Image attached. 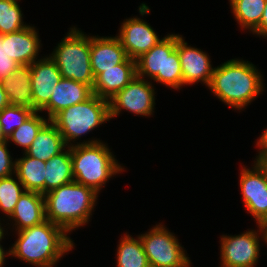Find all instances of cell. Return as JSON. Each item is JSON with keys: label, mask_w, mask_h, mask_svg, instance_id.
Returning <instances> with one entry per match:
<instances>
[{"label": "cell", "mask_w": 267, "mask_h": 267, "mask_svg": "<svg viewBox=\"0 0 267 267\" xmlns=\"http://www.w3.org/2000/svg\"><path fill=\"white\" fill-rule=\"evenodd\" d=\"M18 0H0V34H10L29 25L23 22Z\"/></svg>", "instance_id": "obj_27"}, {"label": "cell", "mask_w": 267, "mask_h": 267, "mask_svg": "<svg viewBox=\"0 0 267 267\" xmlns=\"http://www.w3.org/2000/svg\"><path fill=\"white\" fill-rule=\"evenodd\" d=\"M117 267H150L140 237L136 239L126 234L117 248Z\"/></svg>", "instance_id": "obj_24"}, {"label": "cell", "mask_w": 267, "mask_h": 267, "mask_svg": "<svg viewBox=\"0 0 267 267\" xmlns=\"http://www.w3.org/2000/svg\"><path fill=\"white\" fill-rule=\"evenodd\" d=\"M41 40L33 26L6 34V50L11 59L20 66L31 65L36 61L41 48Z\"/></svg>", "instance_id": "obj_18"}, {"label": "cell", "mask_w": 267, "mask_h": 267, "mask_svg": "<svg viewBox=\"0 0 267 267\" xmlns=\"http://www.w3.org/2000/svg\"><path fill=\"white\" fill-rule=\"evenodd\" d=\"M45 194L74 181L70 147L46 161Z\"/></svg>", "instance_id": "obj_23"}, {"label": "cell", "mask_w": 267, "mask_h": 267, "mask_svg": "<svg viewBox=\"0 0 267 267\" xmlns=\"http://www.w3.org/2000/svg\"><path fill=\"white\" fill-rule=\"evenodd\" d=\"M50 58L56 63L62 78L73 79L93 88L95 77L91 68L90 36L76 27L56 46Z\"/></svg>", "instance_id": "obj_7"}, {"label": "cell", "mask_w": 267, "mask_h": 267, "mask_svg": "<svg viewBox=\"0 0 267 267\" xmlns=\"http://www.w3.org/2000/svg\"><path fill=\"white\" fill-rule=\"evenodd\" d=\"M136 76V60L127 58L109 70L98 74L93 85V94L109 101Z\"/></svg>", "instance_id": "obj_16"}, {"label": "cell", "mask_w": 267, "mask_h": 267, "mask_svg": "<svg viewBox=\"0 0 267 267\" xmlns=\"http://www.w3.org/2000/svg\"><path fill=\"white\" fill-rule=\"evenodd\" d=\"M35 112L29 108L9 105L0 111V124L5 136L8 138L15 129L20 127Z\"/></svg>", "instance_id": "obj_29"}, {"label": "cell", "mask_w": 267, "mask_h": 267, "mask_svg": "<svg viewBox=\"0 0 267 267\" xmlns=\"http://www.w3.org/2000/svg\"><path fill=\"white\" fill-rule=\"evenodd\" d=\"M136 76L143 79L149 77L173 89H180L183 86L181 64L176 49V34L165 36L148 52L136 59Z\"/></svg>", "instance_id": "obj_5"}, {"label": "cell", "mask_w": 267, "mask_h": 267, "mask_svg": "<svg viewBox=\"0 0 267 267\" xmlns=\"http://www.w3.org/2000/svg\"><path fill=\"white\" fill-rule=\"evenodd\" d=\"M109 120V101L93 94L84 102L61 110L50 121L59 130L67 147H72L71 141Z\"/></svg>", "instance_id": "obj_6"}, {"label": "cell", "mask_w": 267, "mask_h": 267, "mask_svg": "<svg viewBox=\"0 0 267 267\" xmlns=\"http://www.w3.org/2000/svg\"><path fill=\"white\" fill-rule=\"evenodd\" d=\"M14 220L16 231L41 224L46 220L44 195L33 191H24L15 205L9 219Z\"/></svg>", "instance_id": "obj_19"}, {"label": "cell", "mask_w": 267, "mask_h": 267, "mask_svg": "<svg viewBox=\"0 0 267 267\" xmlns=\"http://www.w3.org/2000/svg\"><path fill=\"white\" fill-rule=\"evenodd\" d=\"M8 176L0 178V210L8 217L13 213L16 203L25 191L24 186L15 178Z\"/></svg>", "instance_id": "obj_28"}, {"label": "cell", "mask_w": 267, "mask_h": 267, "mask_svg": "<svg viewBox=\"0 0 267 267\" xmlns=\"http://www.w3.org/2000/svg\"><path fill=\"white\" fill-rule=\"evenodd\" d=\"M19 66L7 53L6 34H0V81L12 74Z\"/></svg>", "instance_id": "obj_30"}, {"label": "cell", "mask_w": 267, "mask_h": 267, "mask_svg": "<svg viewBox=\"0 0 267 267\" xmlns=\"http://www.w3.org/2000/svg\"><path fill=\"white\" fill-rule=\"evenodd\" d=\"M253 34H257V36L267 37V0L266 6L263 11V15L260 21V25L252 32Z\"/></svg>", "instance_id": "obj_32"}, {"label": "cell", "mask_w": 267, "mask_h": 267, "mask_svg": "<svg viewBox=\"0 0 267 267\" xmlns=\"http://www.w3.org/2000/svg\"><path fill=\"white\" fill-rule=\"evenodd\" d=\"M97 196L93 189L76 181L61 185L44 195L46 220L69 233L90 221Z\"/></svg>", "instance_id": "obj_3"}, {"label": "cell", "mask_w": 267, "mask_h": 267, "mask_svg": "<svg viewBox=\"0 0 267 267\" xmlns=\"http://www.w3.org/2000/svg\"><path fill=\"white\" fill-rule=\"evenodd\" d=\"M4 142H7V137L3 133L2 125L0 124V144Z\"/></svg>", "instance_id": "obj_37"}, {"label": "cell", "mask_w": 267, "mask_h": 267, "mask_svg": "<svg viewBox=\"0 0 267 267\" xmlns=\"http://www.w3.org/2000/svg\"><path fill=\"white\" fill-rule=\"evenodd\" d=\"M15 159V176L26 191H33L45 195L46 162L28 156Z\"/></svg>", "instance_id": "obj_22"}, {"label": "cell", "mask_w": 267, "mask_h": 267, "mask_svg": "<svg viewBox=\"0 0 267 267\" xmlns=\"http://www.w3.org/2000/svg\"><path fill=\"white\" fill-rule=\"evenodd\" d=\"M30 66L34 112H40L50 101L54 88L62 75L49 57L38 59Z\"/></svg>", "instance_id": "obj_14"}, {"label": "cell", "mask_w": 267, "mask_h": 267, "mask_svg": "<svg viewBox=\"0 0 267 267\" xmlns=\"http://www.w3.org/2000/svg\"><path fill=\"white\" fill-rule=\"evenodd\" d=\"M263 171L267 179V156H264L262 158H256V161H254Z\"/></svg>", "instance_id": "obj_35"}, {"label": "cell", "mask_w": 267, "mask_h": 267, "mask_svg": "<svg viewBox=\"0 0 267 267\" xmlns=\"http://www.w3.org/2000/svg\"><path fill=\"white\" fill-rule=\"evenodd\" d=\"M259 230H248L240 235H222L221 237V265L220 267H254L259 260V234L265 240L261 225ZM258 232H260L258 234Z\"/></svg>", "instance_id": "obj_9"}, {"label": "cell", "mask_w": 267, "mask_h": 267, "mask_svg": "<svg viewBox=\"0 0 267 267\" xmlns=\"http://www.w3.org/2000/svg\"><path fill=\"white\" fill-rule=\"evenodd\" d=\"M155 104V90L150 81L135 76L109 100V116L110 119L117 117L124 109L136 115L150 116Z\"/></svg>", "instance_id": "obj_10"}, {"label": "cell", "mask_w": 267, "mask_h": 267, "mask_svg": "<svg viewBox=\"0 0 267 267\" xmlns=\"http://www.w3.org/2000/svg\"><path fill=\"white\" fill-rule=\"evenodd\" d=\"M1 225L2 224L0 223V241L4 238V232H5V230L3 229Z\"/></svg>", "instance_id": "obj_39"}, {"label": "cell", "mask_w": 267, "mask_h": 267, "mask_svg": "<svg viewBox=\"0 0 267 267\" xmlns=\"http://www.w3.org/2000/svg\"><path fill=\"white\" fill-rule=\"evenodd\" d=\"M7 143L0 144V178H6L15 174V161L8 151Z\"/></svg>", "instance_id": "obj_31"}, {"label": "cell", "mask_w": 267, "mask_h": 267, "mask_svg": "<svg viewBox=\"0 0 267 267\" xmlns=\"http://www.w3.org/2000/svg\"><path fill=\"white\" fill-rule=\"evenodd\" d=\"M93 95L91 86L76 82L73 79L61 78L54 88L49 103L40 111H47L51 120L61 110L84 102Z\"/></svg>", "instance_id": "obj_17"}, {"label": "cell", "mask_w": 267, "mask_h": 267, "mask_svg": "<svg viewBox=\"0 0 267 267\" xmlns=\"http://www.w3.org/2000/svg\"><path fill=\"white\" fill-rule=\"evenodd\" d=\"M187 45L183 37L176 34V49L181 64L183 85L203 82L208 87L214 70L209 55L201 49Z\"/></svg>", "instance_id": "obj_12"}, {"label": "cell", "mask_w": 267, "mask_h": 267, "mask_svg": "<svg viewBox=\"0 0 267 267\" xmlns=\"http://www.w3.org/2000/svg\"><path fill=\"white\" fill-rule=\"evenodd\" d=\"M253 169L242 167L240 189L246 210L259 225L267 222V179L254 162Z\"/></svg>", "instance_id": "obj_11"}, {"label": "cell", "mask_w": 267, "mask_h": 267, "mask_svg": "<svg viewBox=\"0 0 267 267\" xmlns=\"http://www.w3.org/2000/svg\"><path fill=\"white\" fill-rule=\"evenodd\" d=\"M264 231L265 243L267 244V222L261 225Z\"/></svg>", "instance_id": "obj_38"}, {"label": "cell", "mask_w": 267, "mask_h": 267, "mask_svg": "<svg viewBox=\"0 0 267 267\" xmlns=\"http://www.w3.org/2000/svg\"><path fill=\"white\" fill-rule=\"evenodd\" d=\"M9 100L7 94L5 93L4 89L2 88L0 82V111H2L5 107L9 106Z\"/></svg>", "instance_id": "obj_34"}, {"label": "cell", "mask_w": 267, "mask_h": 267, "mask_svg": "<svg viewBox=\"0 0 267 267\" xmlns=\"http://www.w3.org/2000/svg\"><path fill=\"white\" fill-rule=\"evenodd\" d=\"M263 131L264 132L262 133V135H260L261 137L256 142V145L260 148V151L256 158H262L264 156H267V129Z\"/></svg>", "instance_id": "obj_33"}, {"label": "cell", "mask_w": 267, "mask_h": 267, "mask_svg": "<svg viewBox=\"0 0 267 267\" xmlns=\"http://www.w3.org/2000/svg\"><path fill=\"white\" fill-rule=\"evenodd\" d=\"M68 232L49 220L17 231L18 239L9 248V256L37 267H53L63 255L73 249Z\"/></svg>", "instance_id": "obj_1"}, {"label": "cell", "mask_w": 267, "mask_h": 267, "mask_svg": "<svg viewBox=\"0 0 267 267\" xmlns=\"http://www.w3.org/2000/svg\"><path fill=\"white\" fill-rule=\"evenodd\" d=\"M67 148L57 127L49 121L37 134L31 146L25 152L28 156L48 161Z\"/></svg>", "instance_id": "obj_21"}, {"label": "cell", "mask_w": 267, "mask_h": 267, "mask_svg": "<svg viewBox=\"0 0 267 267\" xmlns=\"http://www.w3.org/2000/svg\"><path fill=\"white\" fill-rule=\"evenodd\" d=\"M9 255V252L3 250V247L0 243V265L5 263V257Z\"/></svg>", "instance_id": "obj_36"}, {"label": "cell", "mask_w": 267, "mask_h": 267, "mask_svg": "<svg viewBox=\"0 0 267 267\" xmlns=\"http://www.w3.org/2000/svg\"><path fill=\"white\" fill-rule=\"evenodd\" d=\"M235 20L243 28L254 31L259 25L266 0H229Z\"/></svg>", "instance_id": "obj_25"}, {"label": "cell", "mask_w": 267, "mask_h": 267, "mask_svg": "<svg viewBox=\"0 0 267 267\" xmlns=\"http://www.w3.org/2000/svg\"><path fill=\"white\" fill-rule=\"evenodd\" d=\"M35 112L29 119H27L20 127L15 129L13 133L7 138V142L12 141L18 146L23 147L24 152L28 150L32 142L35 140L39 131L49 122Z\"/></svg>", "instance_id": "obj_26"}, {"label": "cell", "mask_w": 267, "mask_h": 267, "mask_svg": "<svg viewBox=\"0 0 267 267\" xmlns=\"http://www.w3.org/2000/svg\"><path fill=\"white\" fill-rule=\"evenodd\" d=\"M174 233L159 223L139 235L150 267H191V260Z\"/></svg>", "instance_id": "obj_8"}, {"label": "cell", "mask_w": 267, "mask_h": 267, "mask_svg": "<svg viewBox=\"0 0 267 267\" xmlns=\"http://www.w3.org/2000/svg\"><path fill=\"white\" fill-rule=\"evenodd\" d=\"M117 37L128 57L134 60L148 52L161 40L150 24L138 17L126 19Z\"/></svg>", "instance_id": "obj_13"}, {"label": "cell", "mask_w": 267, "mask_h": 267, "mask_svg": "<svg viewBox=\"0 0 267 267\" xmlns=\"http://www.w3.org/2000/svg\"><path fill=\"white\" fill-rule=\"evenodd\" d=\"M128 55L119 38L90 36V59L94 77L123 63Z\"/></svg>", "instance_id": "obj_15"}, {"label": "cell", "mask_w": 267, "mask_h": 267, "mask_svg": "<svg viewBox=\"0 0 267 267\" xmlns=\"http://www.w3.org/2000/svg\"><path fill=\"white\" fill-rule=\"evenodd\" d=\"M0 82L7 94L10 105L25 107L34 111L29 65L19 66Z\"/></svg>", "instance_id": "obj_20"}, {"label": "cell", "mask_w": 267, "mask_h": 267, "mask_svg": "<svg viewBox=\"0 0 267 267\" xmlns=\"http://www.w3.org/2000/svg\"><path fill=\"white\" fill-rule=\"evenodd\" d=\"M208 88L220 101L241 110L261 94L264 86L254 64L231 59L214 68Z\"/></svg>", "instance_id": "obj_2"}, {"label": "cell", "mask_w": 267, "mask_h": 267, "mask_svg": "<svg viewBox=\"0 0 267 267\" xmlns=\"http://www.w3.org/2000/svg\"><path fill=\"white\" fill-rule=\"evenodd\" d=\"M74 181L99 193L106 182L124 168L100 140L83 141L70 147Z\"/></svg>", "instance_id": "obj_4"}]
</instances>
